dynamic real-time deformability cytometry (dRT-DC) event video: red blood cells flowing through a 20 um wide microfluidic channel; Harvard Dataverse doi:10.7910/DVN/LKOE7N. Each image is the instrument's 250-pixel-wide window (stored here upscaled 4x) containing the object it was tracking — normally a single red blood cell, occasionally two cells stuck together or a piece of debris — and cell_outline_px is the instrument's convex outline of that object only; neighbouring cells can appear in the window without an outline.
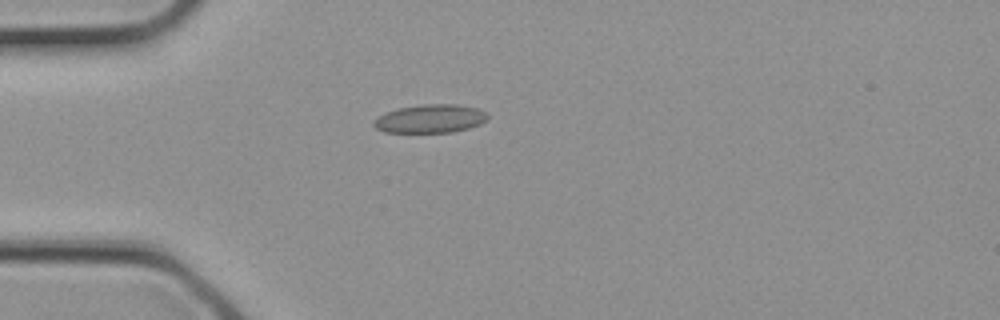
{"species": "common noctule bat (a hibernating species)", "species_latin": "Nyctalus noctula", "temperature_condition": "cold", "stored_images_in_passage": 3, "camera_frame_rate_fps": 3000, "um_per_image_px": 0.085, "animal": {"sex": "female", "body_mass_g": 21.9}, "frame": {"image": 1, "passage_image": 3, "time_ms": 0.667, "image_size_px": [1000, 320], "cell_outline_px": [[488, 120], [480, 124], [468, 128], [452, 132], [384, 132], [376, 128], [372, 124], [372, 120], [396, 108], [420, 104], [456, 104], [480, 108], [488, 116]], "centroid_in_image_um": [36.58, 10.08], "position_along_channel_um": 48.4, "area_um2": 18.96}}